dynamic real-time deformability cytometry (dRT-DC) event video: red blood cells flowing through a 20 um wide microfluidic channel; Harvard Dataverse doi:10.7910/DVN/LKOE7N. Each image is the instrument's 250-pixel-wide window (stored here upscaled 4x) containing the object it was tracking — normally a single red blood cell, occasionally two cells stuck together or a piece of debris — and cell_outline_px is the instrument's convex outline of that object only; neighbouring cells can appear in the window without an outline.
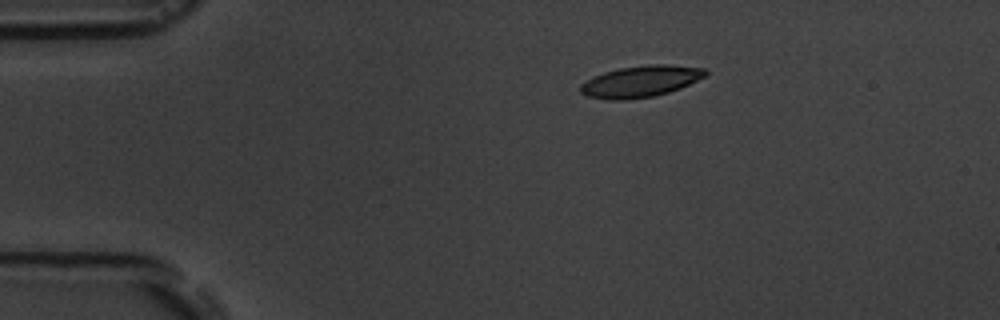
{"species": "common noctule bat (a hibernating species)", "species_latin": "Nyctalus noctula", "temperature_condition": "room temperature", "stored_images_in_passage": 9, "camera_frame_rate_fps": 3000, "um_per_image_px": 0.085, "animal": {"sex": "male", "body_mass_g": 19.5, "forearm_length_mm": 54.6}, "frame": {"image": 1, "passage_image": 1, "time_ms": 0.0, "image_size_px": [1000, 320], "cell_outline_px": [[708, 72], [704, 76], [680, 88], [668, 92], [652, 96], [624, 100], [608, 100], [588, 96], [580, 92], [580, 84], [592, 76], [604, 72], [620, 68], [648, 64], [668, 64], [704, 68]], "centroid_in_image_um": [54.41, 6.91], "position_along_channel_um": 30.6, "area_um2": 22.77}}
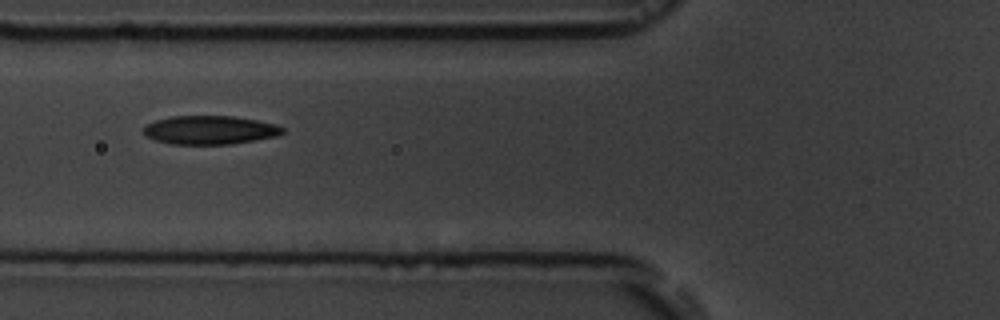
{"frame": {"image": 2, "passage_image": 4, "time_ms": 3.667, "image_size_px": [1000, 320], "cell_outline_px": [[284, 132], [280, 136], [232, 144], [172, 144], [152, 140], [144, 136], [140, 128], [144, 124], [156, 120], [172, 116], [232, 116], [256, 120], [276, 124], [284, 128]], "centroid_in_image_um": [17.78, 11.06], "position_along_channel_um": 108.0, "area_um2": 23.64}}
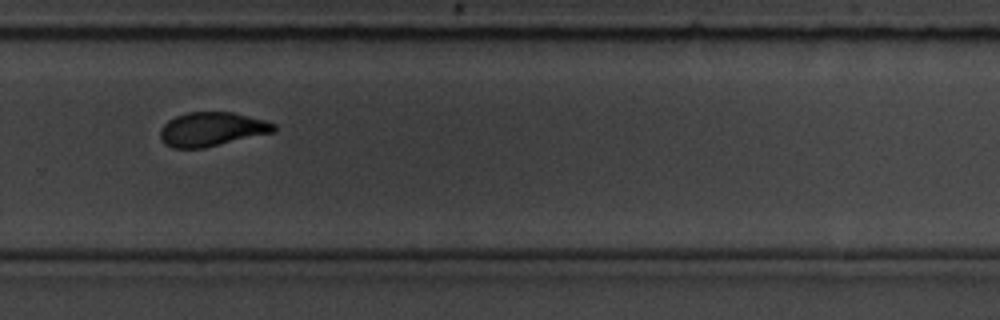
{"frame": {"image": 3, "passage_image": 9, "time_ms": 9.333, "image_size_px": [1000, 320], "cell_outline_px": [[276, 128], [272, 132], [204, 148], [172, 148], [164, 144], [160, 140], [160, 128], [168, 120], [176, 116], [188, 112], [232, 112], [264, 120], [276, 124]], "centroid_in_image_um": [17.95, 10.98], "position_along_channel_um": 311.9, "area_um2": 22.43}}